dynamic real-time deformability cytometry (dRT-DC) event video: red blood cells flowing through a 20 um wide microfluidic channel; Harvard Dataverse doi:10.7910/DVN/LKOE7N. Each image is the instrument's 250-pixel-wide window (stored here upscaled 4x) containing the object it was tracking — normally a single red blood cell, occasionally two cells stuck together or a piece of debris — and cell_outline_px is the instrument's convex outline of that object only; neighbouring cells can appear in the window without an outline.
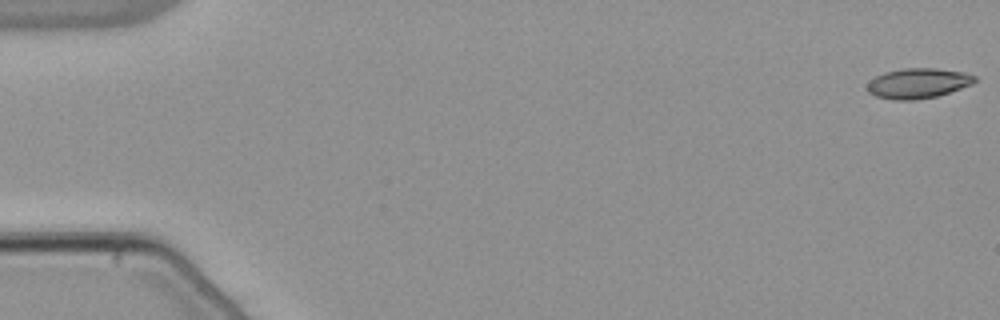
{"species": "common noctule bat (a hibernating species)", "species_latin": "Nyctalus noctula", "temperature_condition": "warm", "stored_images_in_passage": 54, "camera_frame_rate_fps": 3000, "um_per_image_px": 0.085, "animal": {"sex": "male", "body_mass_g": 21.5, "forearm_length_mm": 52.0}, "frame": {"image": 1, "passage_image": 1, "time_ms": 0.0, "image_size_px": [1000, 320], "cell_outline_px": [[976, 80], [972, 84], [936, 96], [916, 100], [896, 100], [876, 96], [868, 92], [868, 80], [884, 72], [904, 68], [936, 68], [964, 72], [976, 76]], "centroid_in_image_um": [78.01, 7.07], "position_along_channel_um": 7.0, "area_um2": 18.79}}
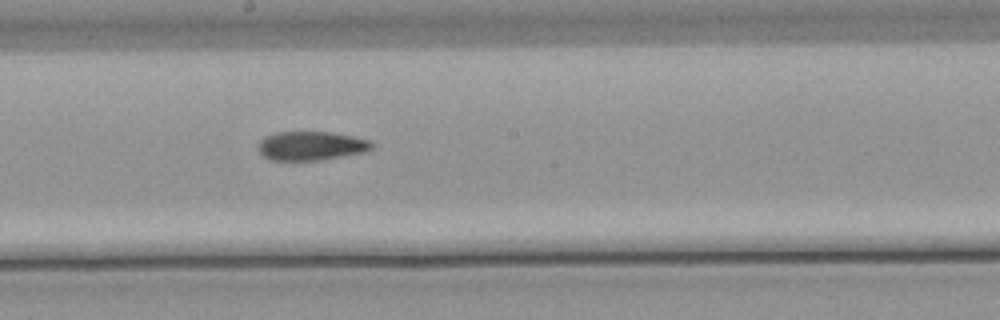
{"frame": {"image": 2, "passage_image": 30, "time_ms": 9.667, "image_size_px": [1000, 320], "cell_outline_px": [[376, 144], [372, 148], [364, 152], [320, 160], [268, 160], [260, 152], [260, 140], [264, 136], [276, 132], [328, 132], [352, 136], [372, 140]], "centroid_in_image_um": [26.48, 12.39], "position_along_channel_um": 221.7, "area_um2": 19.13}}
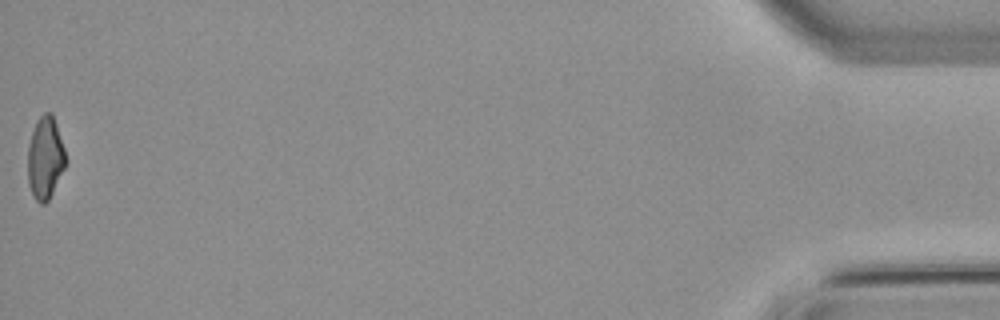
{"frame": {"image": 3, "passage_image": 54, "time_ms": 17.667, "image_size_px": [1000, 320], "cell_outline_px": [[68, 160], [48, 200], [44, 204], [40, 204], [36, 200], [28, 184], [28, 144], [36, 120], [44, 112], [52, 112]], "centroid_in_image_um": [3.84, 13.4], "position_along_channel_um": 431.4, "area_um2": 18.15}, "authors_computed_cell_mechanics": {"area_um2": 19.3341, "velocity_mm_per_s": 3.862, "shape_relaxation_time_tau1_ms": null, "shape_relaxation_time_tau2_ms": 3.5886, "deformation_change_tau1": null, "deformation_change_tau2": 0.1108}}